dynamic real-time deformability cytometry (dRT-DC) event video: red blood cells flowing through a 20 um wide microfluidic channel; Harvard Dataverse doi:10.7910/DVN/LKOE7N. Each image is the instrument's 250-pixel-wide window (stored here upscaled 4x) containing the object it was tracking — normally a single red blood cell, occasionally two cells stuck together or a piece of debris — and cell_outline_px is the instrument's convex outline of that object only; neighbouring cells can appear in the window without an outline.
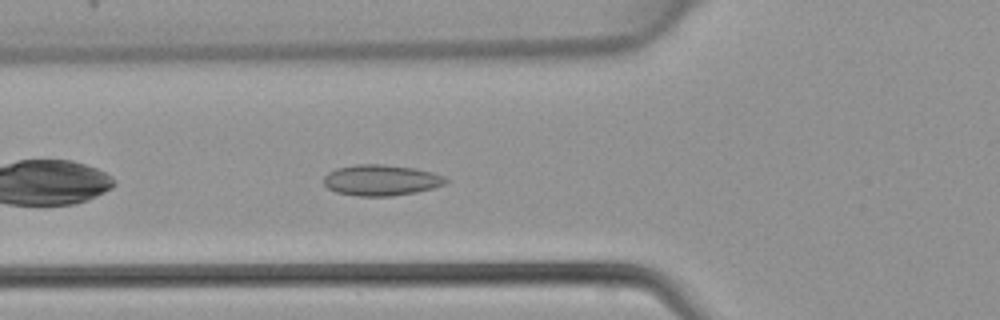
{"species": "common noctule bat (a hibernating species)", "species_latin": "Nyctalus noctula", "temperature_condition": "warm", "stored_images_in_passage": 29, "camera_frame_rate_fps": 3000, "um_per_image_px": 0.085, "animal": {"sex": "female", "body_mass_g": 22.7, "forearm_length_mm": 54.2}, "frame": {"image": 1, "passage_image": 5, "time_ms": 1.333, "image_size_px": [1000, 320], "cell_outline_px": [[448, 180], [444, 184], [432, 188], [416, 192], [392, 196], [360, 196], [336, 192], [328, 188], [324, 184], [324, 176], [328, 172], [336, 168], [356, 164], [384, 164], [416, 168], [432, 172], [444, 176]], "centroid_in_image_um": [32.38, 15.3], "position_along_channel_um": 93.4, "area_um2": 22.02}}
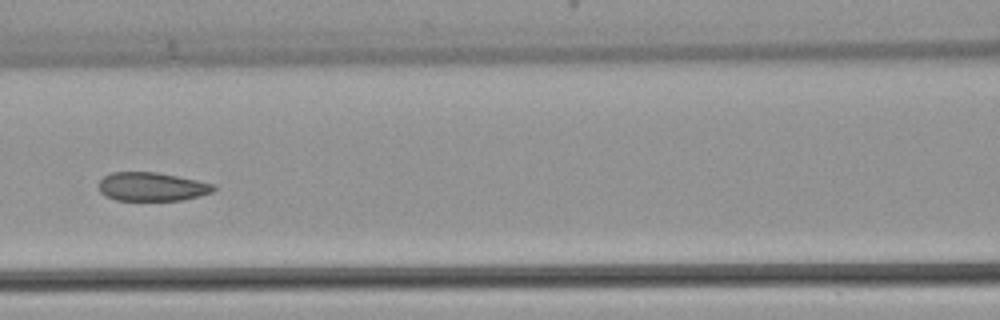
{"frame": {"image": 2, "passage_image": 9, "time_ms": 2.667, "image_size_px": [1000, 320], "cell_outline_px": [[216, 188], [212, 192], [200, 196], [184, 200], [116, 200], [104, 196], [100, 192], [100, 180], [104, 176], [112, 172], [156, 172], [216, 184]], "centroid_in_image_um": [12.92, 15.87], "position_along_channel_um": 153.7, "area_um2": 19.19}}